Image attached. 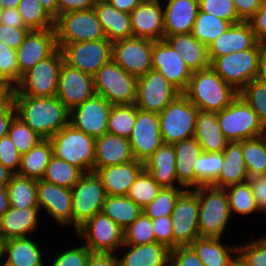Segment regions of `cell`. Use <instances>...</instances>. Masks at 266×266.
Masks as SVG:
<instances>
[{
  "instance_id": "obj_1",
  "label": "cell",
  "mask_w": 266,
  "mask_h": 266,
  "mask_svg": "<svg viewBox=\"0 0 266 266\" xmlns=\"http://www.w3.org/2000/svg\"><path fill=\"white\" fill-rule=\"evenodd\" d=\"M16 116L44 139L69 124V110L57 96H13Z\"/></svg>"
},
{
  "instance_id": "obj_2",
  "label": "cell",
  "mask_w": 266,
  "mask_h": 266,
  "mask_svg": "<svg viewBox=\"0 0 266 266\" xmlns=\"http://www.w3.org/2000/svg\"><path fill=\"white\" fill-rule=\"evenodd\" d=\"M199 111L219 112L225 109L239 94L212 68L192 72L183 93Z\"/></svg>"
},
{
  "instance_id": "obj_3",
  "label": "cell",
  "mask_w": 266,
  "mask_h": 266,
  "mask_svg": "<svg viewBox=\"0 0 266 266\" xmlns=\"http://www.w3.org/2000/svg\"><path fill=\"white\" fill-rule=\"evenodd\" d=\"M196 195L199 204L200 237H224L232 218L225 189L212 185L200 186L196 188Z\"/></svg>"
},
{
  "instance_id": "obj_4",
  "label": "cell",
  "mask_w": 266,
  "mask_h": 266,
  "mask_svg": "<svg viewBox=\"0 0 266 266\" xmlns=\"http://www.w3.org/2000/svg\"><path fill=\"white\" fill-rule=\"evenodd\" d=\"M266 44L257 42L252 48L216 57L211 68L238 93L256 79L259 61Z\"/></svg>"
},
{
  "instance_id": "obj_5",
  "label": "cell",
  "mask_w": 266,
  "mask_h": 266,
  "mask_svg": "<svg viewBox=\"0 0 266 266\" xmlns=\"http://www.w3.org/2000/svg\"><path fill=\"white\" fill-rule=\"evenodd\" d=\"M53 155L81 169L84 173L94 172L95 138L70 124L50 138Z\"/></svg>"
},
{
  "instance_id": "obj_6",
  "label": "cell",
  "mask_w": 266,
  "mask_h": 266,
  "mask_svg": "<svg viewBox=\"0 0 266 266\" xmlns=\"http://www.w3.org/2000/svg\"><path fill=\"white\" fill-rule=\"evenodd\" d=\"M63 62L62 50L57 48L50 56L38 62L22 75L13 96H56Z\"/></svg>"
},
{
  "instance_id": "obj_7",
  "label": "cell",
  "mask_w": 266,
  "mask_h": 266,
  "mask_svg": "<svg viewBox=\"0 0 266 266\" xmlns=\"http://www.w3.org/2000/svg\"><path fill=\"white\" fill-rule=\"evenodd\" d=\"M217 118L229 142H241L266 133L257 113L239 94L225 109L217 112Z\"/></svg>"
},
{
  "instance_id": "obj_8",
  "label": "cell",
  "mask_w": 266,
  "mask_h": 266,
  "mask_svg": "<svg viewBox=\"0 0 266 266\" xmlns=\"http://www.w3.org/2000/svg\"><path fill=\"white\" fill-rule=\"evenodd\" d=\"M199 109L181 93L160 113L159 123L164 144L192 138Z\"/></svg>"
},
{
  "instance_id": "obj_9",
  "label": "cell",
  "mask_w": 266,
  "mask_h": 266,
  "mask_svg": "<svg viewBox=\"0 0 266 266\" xmlns=\"http://www.w3.org/2000/svg\"><path fill=\"white\" fill-rule=\"evenodd\" d=\"M137 81V77L127 73L113 60L93 75L95 94L104 97L112 106L134 104Z\"/></svg>"
},
{
  "instance_id": "obj_10",
  "label": "cell",
  "mask_w": 266,
  "mask_h": 266,
  "mask_svg": "<svg viewBox=\"0 0 266 266\" xmlns=\"http://www.w3.org/2000/svg\"><path fill=\"white\" fill-rule=\"evenodd\" d=\"M54 28L60 49L69 43L106 39L94 8L60 14Z\"/></svg>"
},
{
  "instance_id": "obj_11",
  "label": "cell",
  "mask_w": 266,
  "mask_h": 266,
  "mask_svg": "<svg viewBox=\"0 0 266 266\" xmlns=\"http://www.w3.org/2000/svg\"><path fill=\"white\" fill-rule=\"evenodd\" d=\"M72 228L74 232L95 214L100 213L107 197L95 172L85 173L71 189Z\"/></svg>"
},
{
  "instance_id": "obj_12",
  "label": "cell",
  "mask_w": 266,
  "mask_h": 266,
  "mask_svg": "<svg viewBox=\"0 0 266 266\" xmlns=\"http://www.w3.org/2000/svg\"><path fill=\"white\" fill-rule=\"evenodd\" d=\"M75 234L91 252L116 253L124 244L123 229L102 212L86 221Z\"/></svg>"
},
{
  "instance_id": "obj_13",
  "label": "cell",
  "mask_w": 266,
  "mask_h": 266,
  "mask_svg": "<svg viewBox=\"0 0 266 266\" xmlns=\"http://www.w3.org/2000/svg\"><path fill=\"white\" fill-rule=\"evenodd\" d=\"M173 248L189 246L199 238V204L196 188L185 189L178 197L173 212Z\"/></svg>"
},
{
  "instance_id": "obj_14",
  "label": "cell",
  "mask_w": 266,
  "mask_h": 266,
  "mask_svg": "<svg viewBox=\"0 0 266 266\" xmlns=\"http://www.w3.org/2000/svg\"><path fill=\"white\" fill-rule=\"evenodd\" d=\"M61 50L66 64L92 76L112 60V42L107 38L65 44Z\"/></svg>"
},
{
  "instance_id": "obj_15",
  "label": "cell",
  "mask_w": 266,
  "mask_h": 266,
  "mask_svg": "<svg viewBox=\"0 0 266 266\" xmlns=\"http://www.w3.org/2000/svg\"><path fill=\"white\" fill-rule=\"evenodd\" d=\"M154 40L131 37L112 42V60L137 78L152 70Z\"/></svg>"
},
{
  "instance_id": "obj_16",
  "label": "cell",
  "mask_w": 266,
  "mask_h": 266,
  "mask_svg": "<svg viewBox=\"0 0 266 266\" xmlns=\"http://www.w3.org/2000/svg\"><path fill=\"white\" fill-rule=\"evenodd\" d=\"M181 93L158 71L138 78L135 105L147 112L160 113Z\"/></svg>"
},
{
  "instance_id": "obj_17",
  "label": "cell",
  "mask_w": 266,
  "mask_h": 266,
  "mask_svg": "<svg viewBox=\"0 0 266 266\" xmlns=\"http://www.w3.org/2000/svg\"><path fill=\"white\" fill-rule=\"evenodd\" d=\"M111 107L104 97L94 94L69 111V124L94 138L100 137L107 133Z\"/></svg>"
},
{
  "instance_id": "obj_18",
  "label": "cell",
  "mask_w": 266,
  "mask_h": 266,
  "mask_svg": "<svg viewBox=\"0 0 266 266\" xmlns=\"http://www.w3.org/2000/svg\"><path fill=\"white\" fill-rule=\"evenodd\" d=\"M128 140L134 158L145 162L163 144L159 114L136 107V120Z\"/></svg>"
},
{
  "instance_id": "obj_19",
  "label": "cell",
  "mask_w": 266,
  "mask_h": 266,
  "mask_svg": "<svg viewBox=\"0 0 266 266\" xmlns=\"http://www.w3.org/2000/svg\"><path fill=\"white\" fill-rule=\"evenodd\" d=\"M152 69L161 73L180 93L185 92L192 75L181 55L165 39L153 43Z\"/></svg>"
},
{
  "instance_id": "obj_20",
  "label": "cell",
  "mask_w": 266,
  "mask_h": 266,
  "mask_svg": "<svg viewBox=\"0 0 266 266\" xmlns=\"http://www.w3.org/2000/svg\"><path fill=\"white\" fill-rule=\"evenodd\" d=\"M39 210L48 214L58 226L72 228V192L44 180H37Z\"/></svg>"
},
{
  "instance_id": "obj_21",
  "label": "cell",
  "mask_w": 266,
  "mask_h": 266,
  "mask_svg": "<svg viewBox=\"0 0 266 266\" xmlns=\"http://www.w3.org/2000/svg\"><path fill=\"white\" fill-rule=\"evenodd\" d=\"M95 94L93 76L63 62L56 96L70 111Z\"/></svg>"
},
{
  "instance_id": "obj_22",
  "label": "cell",
  "mask_w": 266,
  "mask_h": 266,
  "mask_svg": "<svg viewBox=\"0 0 266 266\" xmlns=\"http://www.w3.org/2000/svg\"><path fill=\"white\" fill-rule=\"evenodd\" d=\"M57 48L55 28L31 30L16 50L19 82L25 72L50 56Z\"/></svg>"
},
{
  "instance_id": "obj_23",
  "label": "cell",
  "mask_w": 266,
  "mask_h": 266,
  "mask_svg": "<svg viewBox=\"0 0 266 266\" xmlns=\"http://www.w3.org/2000/svg\"><path fill=\"white\" fill-rule=\"evenodd\" d=\"M162 0L141 2L131 13L133 37L154 41L164 39Z\"/></svg>"
},
{
  "instance_id": "obj_24",
  "label": "cell",
  "mask_w": 266,
  "mask_h": 266,
  "mask_svg": "<svg viewBox=\"0 0 266 266\" xmlns=\"http://www.w3.org/2000/svg\"><path fill=\"white\" fill-rule=\"evenodd\" d=\"M31 237L11 238L0 242V260L8 266H46L40 241Z\"/></svg>"
},
{
  "instance_id": "obj_25",
  "label": "cell",
  "mask_w": 266,
  "mask_h": 266,
  "mask_svg": "<svg viewBox=\"0 0 266 266\" xmlns=\"http://www.w3.org/2000/svg\"><path fill=\"white\" fill-rule=\"evenodd\" d=\"M164 39L175 34L192 33L199 11L198 0H162Z\"/></svg>"
},
{
  "instance_id": "obj_26",
  "label": "cell",
  "mask_w": 266,
  "mask_h": 266,
  "mask_svg": "<svg viewBox=\"0 0 266 266\" xmlns=\"http://www.w3.org/2000/svg\"><path fill=\"white\" fill-rule=\"evenodd\" d=\"M39 207L9 209L0 219V242L20 237L33 236L38 230V225L42 222Z\"/></svg>"
},
{
  "instance_id": "obj_27",
  "label": "cell",
  "mask_w": 266,
  "mask_h": 266,
  "mask_svg": "<svg viewBox=\"0 0 266 266\" xmlns=\"http://www.w3.org/2000/svg\"><path fill=\"white\" fill-rule=\"evenodd\" d=\"M257 39L248 21H241L231 26L208 46V55L212 62L234 52L252 48Z\"/></svg>"
},
{
  "instance_id": "obj_28",
  "label": "cell",
  "mask_w": 266,
  "mask_h": 266,
  "mask_svg": "<svg viewBox=\"0 0 266 266\" xmlns=\"http://www.w3.org/2000/svg\"><path fill=\"white\" fill-rule=\"evenodd\" d=\"M135 160L127 138L106 133L95 138L94 172L103 167Z\"/></svg>"
},
{
  "instance_id": "obj_29",
  "label": "cell",
  "mask_w": 266,
  "mask_h": 266,
  "mask_svg": "<svg viewBox=\"0 0 266 266\" xmlns=\"http://www.w3.org/2000/svg\"><path fill=\"white\" fill-rule=\"evenodd\" d=\"M144 169V163L139 160L99 168L95 171L100 178L107 195L126 196L139 173Z\"/></svg>"
},
{
  "instance_id": "obj_30",
  "label": "cell",
  "mask_w": 266,
  "mask_h": 266,
  "mask_svg": "<svg viewBox=\"0 0 266 266\" xmlns=\"http://www.w3.org/2000/svg\"><path fill=\"white\" fill-rule=\"evenodd\" d=\"M173 144H162L144 163V169L165 188H184L177 179Z\"/></svg>"
},
{
  "instance_id": "obj_31",
  "label": "cell",
  "mask_w": 266,
  "mask_h": 266,
  "mask_svg": "<svg viewBox=\"0 0 266 266\" xmlns=\"http://www.w3.org/2000/svg\"><path fill=\"white\" fill-rule=\"evenodd\" d=\"M122 248L125 251L117 253L120 266H168L170 249L162 243L123 244L119 251Z\"/></svg>"
},
{
  "instance_id": "obj_32",
  "label": "cell",
  "mask_w": 266,
  "mask_h": 266,
  "mask_svg": "<svg viewBox=\"0 0 266 266\" xmlns=\"http://www.w3.org/2000/svg\"><path fill=\"white\" fill-rule=\"evenodd\" d=\"M173 146L176 153L175 170L178 182L185 189L196 188L195 166L198 157L203 153L200 144L192 137L175 142Z\"/></svg>"
},
{
  "instance_id": "obj_33",
  "label": "cell",
  "mask_w": 266,
  "mask_h": 266,
  "mask_svg": "<svg viewBox=\"0 0 266 266\" xmlns=\"http://www.w3.org/2000/svg\"><path fill=\"white\" fill-rule=\"evenodd\" d=\"M223 238L199 237L189 246L204 266H231L238 253V244L224 243Z\"/></svg>"
},
{
  "instance_id": "obj_34",
  "label": "cell",
  "mask_w": 266,
  "mask_h": 266,
  "mask_svg": "<svg viewBox=\"0 0 266 266\" xmlns=\"http://www.w3.org/2000/svg\"><path fill=\"white\" fill-rule=\"evenodd\" d=\"M165 40L181 55L191 72L211 66L208 47L199 42L192 33L167 36Z\"/></svg>"
},
{
  "instance_id": "obj_35",
  "label": "cell",
  "mask_w": 266,
  "mask_h": 266,
  "mask_svg": "<svg viewBox=\"0 0 266 266\" xmlns=\"http://www.w3.org/2000/svg\"><path fill=\"white\" fill-rule=\"evenodd\" d=\"M193 137L203 152H223L229 143L220 128L217 112H198Z\"/></svg>"
},
{
  "instance_id": "obj_36",
  "label": "cell",
  "mask_w": 266,
  "mask_h": 266,
  "mask_svg": "<svg viewBox=\"0 0 266 266\" xmlns=\"http://www.w3.org/2000/svg\"><path fill=\"white\" fill-rule=\"evenodd\" d=\"M93 8L109 41L133 37L130 13L117 10L109 2L95 3Z\"/></svg>"
},
{
  "instance_id": "obj_37",
  "label": "cell",
  "mask_w": 266,
  "mask_h": 266,
  "mask_svg": "<svg viewBox=\"0 0 266 266\" xmlns=\"http://www.w3.org/2000/svg\"><path fill=\"white\" fill-rule=\"evenodd\" d=\"M224 161L216 187L227 188L248 181V171L244 162L241 142H229L222 152Z\"/></svg>"
},
{
  "instance_id": "obj_38",
  "label": "cell",
  "mask_w": 266,
  "mask_h": 266,
  "mask_svg": "<svg viewBox=\"0 0 266 266\" xmlns=\"http://www.w3.org/2000/svg\"><path fill=\"white\" fill-rule=\"evenodd\" d=\"M52 156V142L50 139H43L29 152L21 155V163L17 175L34 180H42Z\"/></svg>"
},
{
  "instance_id": "obj_39",
  "label": "cell",
  "mask_w": 266,
  "mask_h": 266,
  "mask_svg": "<svg viewBox=\"0 0 266 266\" xmlns=\"http://www.w3.org/2000/svg\"><path fill=\"white\" fill-rule=\"evenodd\" d=\"M101 212L125 230L143 213V210L127 196L107 195Z\"/></svg>"
},
{
  "instance_id": "obj_40",
  "label": "cell",
  "mask_w": 266,
  "mask_h": 266,
  "mask_svg": "<svg viewBox=\"0 0 266 266\" xmlns=\"http://www.w3.org/2000/svg\"><path fill=\"white\" fill-rule=\"evenodd\" d=\"M6 187L11 207L18 209L39 207L37 180L14 174Z\"/></svg>"
},
{
  "instance_id": "obj_41",
  "label": "cell",
  "mask_w": 266,
  "mask_h": 266,
  "mask_svg": "<svg viewBox=\"0 0 266 266\" xmlns=\"http://www.w3.org/2000/svg\"><path fill=\"white\" fill-rule=\"evenodd\" d=\"M231 216L248 217L263 213L257 206L249 182L237 183L225 188Z\"/></svg>"
},
{
  "instance_id": "obj_42",
  "label": "cell",
  "mask_w": 266,
  "mask_h": 266,
  "mask_svg": "<svg viewBox=\"0 0 266 266\" xmlns=\"http://www.w3.org/2000/svg\"><path fill=\"white\" fill-rule=\"evenodd\" d=\"M84 174L78 167L53 155L46 167L42 180L72 189Z\"/></svg>"
},
{
  "instance_id": "obj_43",
  "label": "cell",
  "mask_w": 266,
  "mask_h": 266,
  "mask_svg": "<svg viewBox=\"0 0 266 266\" xmlns=\"http://www.w3.org/2000/svg\"><path fill=\"white\" fill-rule=\"evenodd\" d=\"M242 152L248 176L266 175V133L242 140Z\"/></svg>"
},
{
  "instance_id": "obj_44",
  "label": "cell",
  "mask_w": 266,
  "mask_h": 266,
  "mask_svg": "<svg viewBox=\"0 0 266 266\" xmlns=\"http://www.w3.org/2000/svg\"><path fill=\"white\" fill-rule=\"evenodd\" d=\"M231 26L230 22L222 20L209 13L198 11L192 30L193 36L207 47Z\"/></svg>"
},
{
  "instance_id": "obj_45",
  "label": "cell",
  "mask_w": 266,
  "mask_h": 266,
  "mask_svg": "<svg viewBox=\"0 0 266 266\" xmlns=\"http://www.w3.org/2000/svg\"><path fill=\"white\" fill-rule=\"evenodd\" d=\"M224 157L222 152H203L196 162V188L200 186H215L222 169Z\"/></svg>"
},
{
  "instance_id": "obj_46",
  "label": "cell",
  "mask_w": 266,
  "mask_h": 266,
  "mask_svg": "<svg viewBox=\"0 0 266 266\" xmlns=\"http://www.w3.org/2000/svg\"><path fill=\"white\" fill-rule=\"evenodd\" d=\"M18 11L25 26L30 30H45L55 27V20L42 7L39 0H20Z\"/></svg>"
},
{
  "instance_id": "obj_47",
  "label": "cell",
  "mask_w": 266,
  "mask_h": 266,
  "mask_svg": "<svg viewBox=\"0 0 266 266\" xmlns=\"http://www.w3.org/2000/svg\"><path fill=\"white\" fill-rule=\"evenodd\" d=\"M136 120V105H113L108 118L107 132L129 139Z\"/></svg>"
},
{
  "instance_id": "obj_48",
  "label": "cell",
  "mask_w": 266,
  "mask_h": 266,
  "mask_svg": "<svg viewBox=\"0 0 266 266\" xmlns=\"http://www.w3.org/2000/svg\"><path fill=\"white\" fill-rule=\"evenodd\" d=\"M162 187L153 179L151 174L143 169L131 185L127 197L142 209L152 202Z\"/></svg>"
},
{
  "instance_id": "obj_49",
  "label": "cell",
  "mask_w": 266,
  "mask_h": 266,
  "mask_svg": "<svg viewBox=\"0 0 266 266\" xmlns=\"http://www.w3.org/2000/svg\"><path fill=\"white\" fill-rule=\"evenodd\" d=\"M7 135L21 155L44 139L17 116L11 121Z\"/></svg>"
},
{
  "instance_id": "obj_50",
  "label": "cell",
  "mask_w": 266,
  "mask_h": 266,
  "mask_svg": "<svg viewBox=\"0 0 266 266\" xmlns=\"http://www.w3.org/2000/svg\"><path fill=\"white\" fill-rule=\"evenodd\" d=\"M185 188H165L159 191L157 197L146 205L143 214L150 219L171 215L179 195Z\"/></svg>"
},
{
  "instance_id": "obj_51",
  "label": "cell",
  "mask_w": 266,
  "mask_h": 266,
  "mask_svg": "<svg viewBox=\"0 0 266 266\" xmlns=\"http://www.w3.org/2000/svg\"><path fill=\"white\" fill-rule=\"evenodd\" d=\"M124 244L141 245L156 242L152 219L143 213L123 230Z\"/></svg>"
},
{
  "instance_id": "obj_52",
  "label": "cell",
  "mask_w": 266,
  "mask_h": 266,
  "mask_svg": "<svg viewBox=\"0 0 266 266\" xmlns=\"http://www.w3.org/2000/svg\"><path fill=\"white\" fill-rule=\"evenodd\" d=\"M239 95L257 113L259 121L266 130V86L254 79L239 92Z\"/></svg>"
},
{
  "instance_id": "obj_53",
  "label": "cell",
  "mask_w": 266,
  "mask_h": 266,
  "mask_svg": "<svg viewBox=\"0 0 266 266\" xmlns=\"http://www.w3.org/2000/svg\"><path fill=\"white\" fill-rule=\"evenodd\" d=\"M238 244V253L250 266H266V236Z\"/></svg>"
},
{
  "instance_id": "obj_54",
  "label": "cell",
  "mask_w": 266,
  "mask_h": 266,
  "mask_svg": "<svg viewBox=\"0 0 266 266\" xmlns=\"http://www.w3.org/2000/svg\"><path fill=\"white\" fill-rule=\"evenodd\" d=\"M199 10L236 24L242 20L238 17L232 0H198Z\"/></svg>"
},
{
  "instance_id": "obj_55",
  "label": "cell",
  "mask_w": 266,
  "mask_h": 266,
  "mask_svg": "<svg viewBox=\"0 0 266 266\" xmlns=\"http://www.w3.org/2000/svg\"><path fill=\"white\" fill-rule=\"evenodd\" d=\"M73 246L70 248L62 249L60 252L55 253L52 260V266H87L91 251L84 245ZM48 265V266H51Z\"/></svg>"
},
{
  "instance_id": "obj_56",
  "label": "cell",
  "mask_w": 266,
  "mask_h": 266,
  "mask_svg": "<svg viewBox=\"0 0 266 266\" xmlns=\"http://www.w3.org/2000/svg\"><path fill=\"white\" fill-rule=\"evenodd\" d=\"M0 70L16 86L19 83V68L16 50L0 41Z\"/></svg>"
},
{
  "instance_id": "obj_57",
  "label": "cell",
  "mask_w": 266,
  "mask_h": 266,
  "mask_svg": "<svg viewBox=\"0 0 266 266\" xmlns=\"http://www.w3.org/2000/svg\"><path fill=\"white\" fill-rule=\"evenodd\" d=\"M0 163L17 174L21 163V154L8 135L0 139Z\"/></svg>"
},
{
  "instance_id": "obj_58",
  "label": "cell",
  "mask_w": 266,
  "mask_h": 266,
  "mask_svg": "<svg viewBox=\"0 0 266 266\" xmlns=\"http://www.w3.org/2000/svg\"><path fill=\"white\" fill-rule=\"evenodd\" d=\"M168 266H204L199 256L190 246L170 249Z\"/></svg>"
},
{
  "instance_id": "obj_59",
  "label": "cell",
  "mask_w": 266,
  "mask_h": 266,
  "mask_svg": "<svg viewBox=\"0 0 266 266\" xmlns=\"http://www.w3.org/2000/svg\"><path fill=\"white\" fill-rule=\"evenodd\" d=\"M152 223L156 242L166 245L169 249H173V227L171 215L152 219Z\"/></svg>"
},
{
  "instance_id": "obj_60",
  "label": "cell",
  "mask_w": 266,
  "mask_h": 266,
  "mask_svg": "<svg viewBox=\"0 0 266 266\" xmlns=\"http://www.w3.org/2000/svg\"><path fill=\"white\" fill-rule=\"evenodd\" d=\"M31 30L28 28H14L0 24V41L14 50L21 45Z\"/></svg>"
},
{
  "instance_id": "obj_61",
  "label": "cell",
  "mask_w": 266,
  "mask_h": 266,
  "mask_svg": "<svg viewBox=\"0 0 266 266\" xmlns=\"http://www.w3.org/2000/svg\"><path fill=\"white\" fill-rule=\"evenodd\" d=\"M248 182L258 208L266 213V175L249 176Z\"/></svg>"
},
{
  "instance_id": "obj_62",
  "label": "cell",
  "mask_w": 266,
  "mask_h": 266,
  "mask_svg": "<svg viewBox=\"0 0 266 266\" xmlns=\"http://www.w3.org/2000/svg\"><path fill=\"white\" fill-rule=\"evenodd\" d=\"M258 42L266 44V0L260 9L248 20Z\"/></svg>"
},
{
  "instance_id": "obj_63",
  "label": "cell",
  "mask_w": 266,
  "mask_h": 266,
  "mask_svg": "<svg viewBox=\"0 0 266 266\" xmlns=\"http://www.w3.org/2000/svg\"><path fill=\"white\" fill-rule=\"evenodd\" d=\"M238 17L248 21L261 7L263 0H232Z\"/></svg>"
},
{
  "instance_id": "obj_64",
  "label": "cell",
  "mask_w": 266,
  "mask_h": 266,
  "mask_svg": "<svg viewBox=\"0 0 266 266\" xmlns=\"http://www.w3.org/2000/svg\"><path fill=\"white\" fill-rule=\"evenodd\" d=\"M58 16L66 12L89 10L95 6L94 0H57Z\"/></svg>"
},
{
  "instance_id": "obj_65",
  "label": "cell",
  "mask_w": 266,
  "mask_h": 266,
  "mask_svg": "<svg viewBox=\"0 0 266 266\" xmlns=\"http://www.w3.org/2000/svg\"><path fill=\"white\" fill-rule=\"evenodd\" d=\"M87 266H120L117 253L91 252Z\"/></svg>"
},
{
  "instance_id": "obj_66",
  "label": "cell",
  "mask_w": 266,
  "mask_h": 266,
  "mask_svg": "<svg viewBox=\"0 0 266 266\" xmlns=\"http://www.w3.org/2000/svg\"><path fill=\"white\" fill-rule=\"evenodd\" d=\"M0 24H4L10 27L27 28L25 23L19 14L18 8H4V11L0 18Z\"/></svg>"
},
{
  "instance_id": "obj_67",
  "label": "cell",
  "mask_w": 266,
  "mask_h": 266,
  "mask_svg": "<svg viewBox=\"0 0 266 266\" xmlns=\"http://www.w3.org/2000/svg\"><path fill=\"white\" fill-rule=\"evenodd\" d=\"M16 116V109L13 101L3 110L0 111V139L7 135L9 126Z\"/></svg>"
},
{
  "instance_id": "obj_68",
  "label": "cell",
  "mask_w": 266,
  "mask_h": 266,
  "mask_svg": "<svg viewBox=\"0 0 266 266\" xmlns=\"http://www.w3.org/2000/svg\"><path fill=\"white\" fill-rule=\"evenodd\" d=\"M109 3L117 10L131 13L141 3V0H110Z\"/></svg>"
},
{
  "instance_id": "obj_69",
  "label": "cell",
  "mask_w": 266,
  "mask_h": 266,
  "mask_svg": "<svg viewBox=\"0 0 266 266\" xmlns=\"http://www.w3.org/2000/svg\"><path fill=\"white\" fill-rule=\"evenodd\" d=\"M15 90L16 88H0V111L13 101Z\"/></svg>"
},
{
  "instance_id": "obj_70",
  "label": "cell",
  "mask_w": 266,
  "mask_h": 266,
  "mask_svg": "<svg viewBox=\"0 0 266 266\" xmlns=\"http://www.w3.org/2000/svg\"><path fill=\"white\" fill-rule=\"evenodd\" d=\"M42 7L55 20L58 17V2L57 0H39Z\"/></svg>"
},
{
  "instance_id": "obj_71",
  "label": "cell",
  "mask_w": 266,
  "mask_h": 266,
  "mask_svg": "<svg viewBox=\"0 0 266 266\" xmlns=\"http://www.w3.org/2000/svg\"><path fill=\"white\" fill-rule=\"evenodd\" d=\"M256 79L266 86V48L261 54Z\"/></svg>"
},
{
  "instance_id": "obj_72",
  "label": "cell",
  "mask_w": 266,
  "mask_h": 266,
  "mask_svg": "<svg viewBox=\"0 0 266 266\" xmlns=\"http://www.w3.org/2000/svg\"><path fill=\"white\" fill-rule=\"evenodd\" d=\"M9 207L10 203L7 187H0V219Z\"/></svg>"
},
{
  "instance_id": "obj_73",
  "label": "cell",
  "mask_w": 266,
  "mask_h": 266,
  "mask_svg": "<svg viewBox=\"0 0 266 266\" xmlns=\"http://www.w3.org/2000/svg\"><path fill=\"white\" fill-rule=\"evenodd\" d=\"M14 173L0 163V187H6Z\"/></svg>"
},
{
  "instance_id": "obj_74",
  "label": "cell",
  "mask_w": 266,
  "mask_h": 266,
  "mask_svg": "<svg viewBox=\"0 0 266 266\" xmlns=\"http://www.w3.org/2000/svg\"><path fill=\"white\" fill-rule=\"evenodd\" d=\"M0 88H16V86L0 70Z\"/></svg>"
},
{
  "instance_id": "obj_75",
  "label": "cell",
  "mask_w": 266,
  "mask_h": 266,
  "mask_svg": "<svg viewBox=\"0 0 266 266\" xmlns=\"http://www.w3.org/2000/svg\"><path fill=\"white\" fill-rule=\"evenodd\" d=\"M231 266H250L244 258L237 253L236 256L233 258Z\"/></svg>"
},
{
  "instance_id": "obj_76",
  "label": "cell",
  "mask_w": 266,
  "mask_h": 266,
  "mask_svg": "<svg viewBox=\"0 0 266 266\" xmlns=\"http://www.w3.org/2000/svg\"><path fill=\"white\" fill-rule=\"evenodd\" d=\"M20 0H2L3 6L6 9L18 8Z\"/></svg>"
},
{
  "instance_id": "obj_77",
  "label": "cell",
  "mask_w": 266,
  "mask_h": 266,
  "mask_svg": "<svg viewBox=\"0 0 266 266\" xmlns=\"http://www.w3.org/2000/svg\"><path fill=\"white\" fill-rule=\"evenodd\" d=\"M4 11V6H3V3H2V0H0V18H1V15Z\"/></svg>"
},
{
  "instance_id": "obj_78",
  "label": "cell",
  "mask_w": 266,
  "mask_h": 266,
  "mask_svg": "<svg viewBox=\"0 0 266 266\" xmlns=\"http://www.w3.org/2000/svg\"><path fill=\"white\" fill-rule=\"evenodd\" d=\"M110 0H94L95 3H105L109 2Z\"/></svg>"
},
{
  "instance_id": "obj_79",
  "label": "cell",
  "mask_w": 266,
  "mask_h": 266,
  "mask_svg": "<svg viewBox=\"0 0 266 266\" xmlns=\"http://www.w3.org/2000/svg\"><path fill=\"white\" fill-rule=\"evenodd\" d=\"M0 266H8L7 264L3 263L1 260H0Z\"/></svg>"
},
{
  "instance_id": "obj_80",
  "label": "cell",
  "mask_w": 266,
  "mask_h": 266,
  "mask_svg": "<svg viewBox=\"0 0 266 266\" xmlns=\"http://www.w3.org/2000/svg\"><path fill=\"white\" fill-rule=\"evenodd\" d=\"M149 1H156V0H141V2H149Z\"/></svg>"
}]
</instances>
